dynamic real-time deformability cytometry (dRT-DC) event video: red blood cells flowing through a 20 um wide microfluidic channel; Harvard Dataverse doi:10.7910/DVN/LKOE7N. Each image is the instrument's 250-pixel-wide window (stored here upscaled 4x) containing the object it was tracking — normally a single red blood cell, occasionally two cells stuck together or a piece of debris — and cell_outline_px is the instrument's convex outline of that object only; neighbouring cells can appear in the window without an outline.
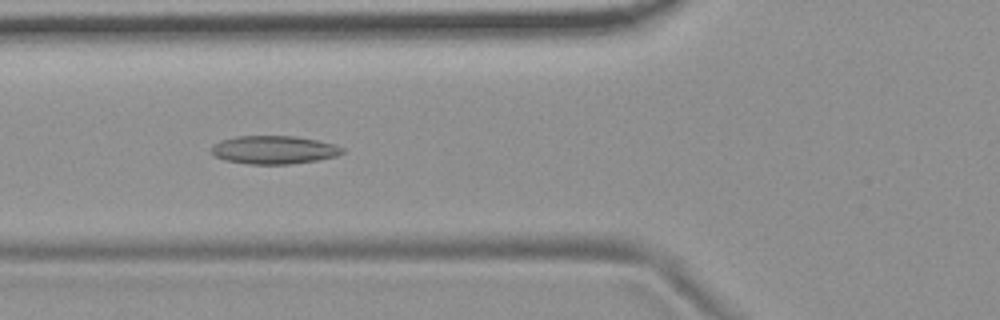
{"species": "common noctule bat (a hibernating species)", "species_latin": "Nyctalus noctula", "temperature_condition": "room temperature", "stored_images_in_passage": 38, "camera_frame_rate_fps": 3000, "um_per_image_px": 0.085, "animal": {"sex": "female", "body_mass_g": 19.9}, "frame": {"image": 1, "passage_image": 9, "time_ms": 2.667, "image_size_px": [1000, 320], "cell_outline_px": [[344, 152], [336, 156], [316, 160], [288, 164], [248, 164], [228, 160], [216, 156], [212, 152], [212, 144], [220, 140], [236, 136], [296, 136], [336, 144], [344, 148]], "centroid_in_image_um": [23.3, 12.72], "position_along_channel_um": 102.5, "area_um2": 21.44}}
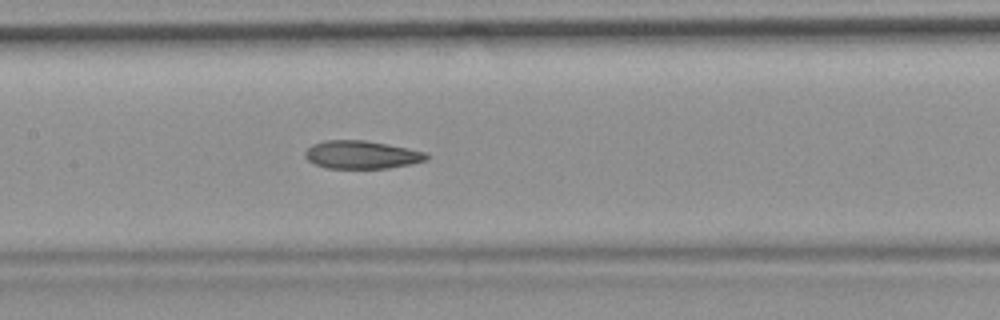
{"frame": {"image": 2, "passage_image": 15, "time_ms": 4.667, "image_size_px": [1000, 320], "cell_outline_px": [[428, 160], [412, 164], [388, 168], [324, 168], [308, 160], [304, 156], [304, 152], [312, 144], [328, 140], [364, 140], [388, 144], [428, 152]], "centroid_in_image_um": [30.77, 13.15], "position_along_channel_um": 176.6, "area_um2": 19.94}}
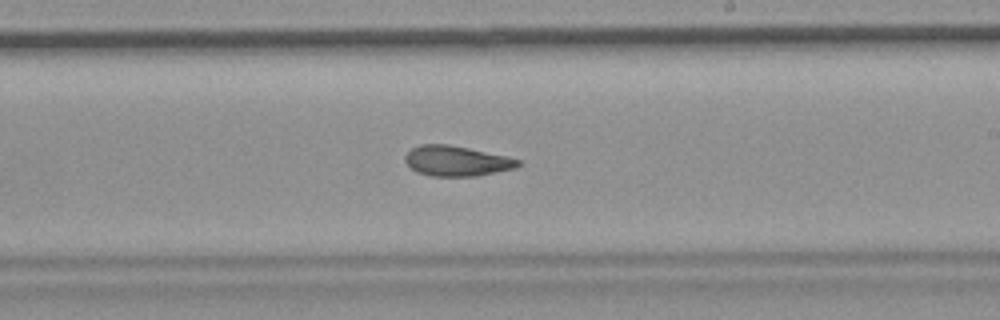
{"frame": {"image": 3, "passage_image": 21, "time_ms": 6.667, "image_size_px": [1000, 320], "cell_outline_px": [[520, 164], [516, 168], [476, 176], [432, 176], [416, 172], [404, 160], [404, 156], [412, 148], [420, 144], [448, 144], [468, 148], [504, 156], [520, 160]], "centroid_in_image_um": [38.78, 13.68], "position_along_channel_um": 250.2, "area_um2": 19.71}, "authors_computed_cell_mechanics": {"area_um2": 20.5479, "velocity_mm_per_s": 3.7041, "shape_relaxation_time_tau1_ms": null, "shape_relaxation_time_tau2_ms": 4.2275, "deformation_change_tau1": null, "deformation_change_tau2": 0.1182}}